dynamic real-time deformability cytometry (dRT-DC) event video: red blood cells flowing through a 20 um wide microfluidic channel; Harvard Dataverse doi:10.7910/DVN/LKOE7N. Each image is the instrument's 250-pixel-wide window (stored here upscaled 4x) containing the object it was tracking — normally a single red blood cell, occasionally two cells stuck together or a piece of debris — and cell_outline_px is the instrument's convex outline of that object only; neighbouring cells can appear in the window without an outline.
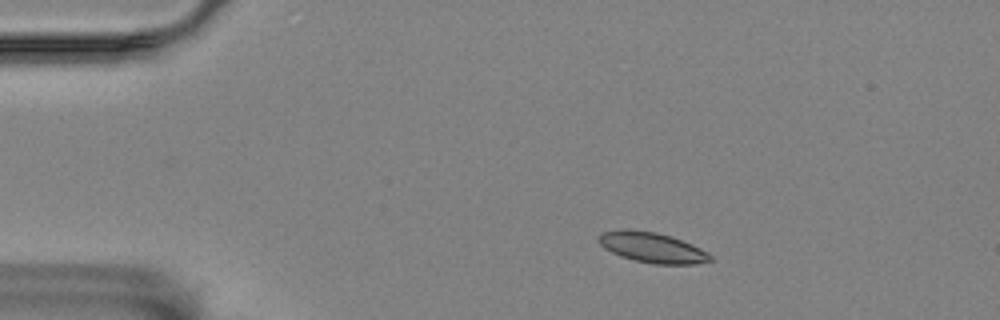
{"species": "Egyptian fruit bat (a non-hibernating species)", "species_latin": "Rousettus aegyptiacus", "temperature_condition": "room temperature", "stored_images_in_passage": 6, "camera_frame_rate_fps": 3000, "um_per_image_px": 0.085, "animal": {"sex": "female"}, "frame": {"image": 1, "passage_image": 3, "time_ms": 2.333, "image_size_px": [1000, 320], "cell_outline_px": [[712, 260], [696, 264], [652, 264], [632, 260], [620, 256], [604, 248], [596, 240], [596, 236], [600, 232], [624, 228], [628, 228], [656, 232], [672, 236], [692, 244], [708, 252], [712, 256]], "centroid_in_image_um": [55.38, 21.02], "position_along_channel_um": 29.6, "area_um2": 20.17}}